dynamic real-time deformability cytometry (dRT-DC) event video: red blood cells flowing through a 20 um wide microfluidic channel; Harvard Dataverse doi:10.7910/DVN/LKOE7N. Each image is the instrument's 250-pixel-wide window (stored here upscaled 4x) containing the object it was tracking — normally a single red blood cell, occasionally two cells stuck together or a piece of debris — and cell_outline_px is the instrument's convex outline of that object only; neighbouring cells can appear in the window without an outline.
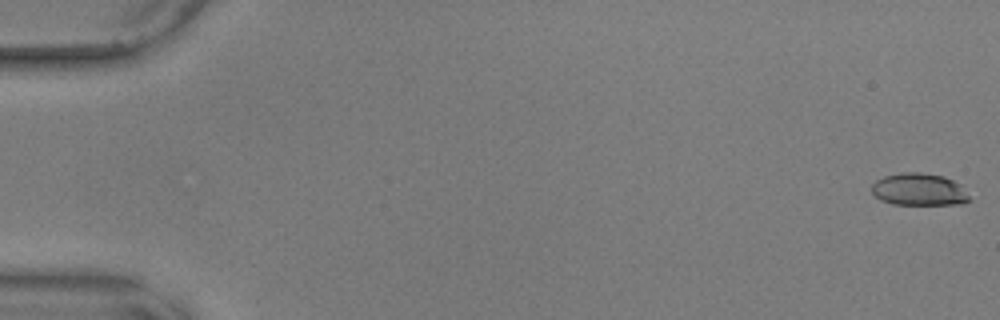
{"species": "common noctule bat (a hibernating species)", "species_latin": "Nyctalus noctula", "temperature_condition": "warm", "stored_images_in_passage": 13, "camera_frame_rate_fps": 3000, "um_per_image_px": 0.085, "animal": {"sex": "male", "body_mass_g": 17.9, "forearm_length_mm": 54.2}, "frame": {"image": 1, "passage_image": 1, "time_ms": 0.0, "image_size_px": [1000, 320], "cell_outline_px": [[972, 200], [964, 204], [892, 204], [880, 200], [872, 192], [872, 184], [876, 180], [884, 176], [904, 172], [920, 172], [944, 176], [960, 184]], "centroid_in_image_um": [78.13, 16.11], "position_along_channel_um": 6.9, "area_um2": 18.44}}